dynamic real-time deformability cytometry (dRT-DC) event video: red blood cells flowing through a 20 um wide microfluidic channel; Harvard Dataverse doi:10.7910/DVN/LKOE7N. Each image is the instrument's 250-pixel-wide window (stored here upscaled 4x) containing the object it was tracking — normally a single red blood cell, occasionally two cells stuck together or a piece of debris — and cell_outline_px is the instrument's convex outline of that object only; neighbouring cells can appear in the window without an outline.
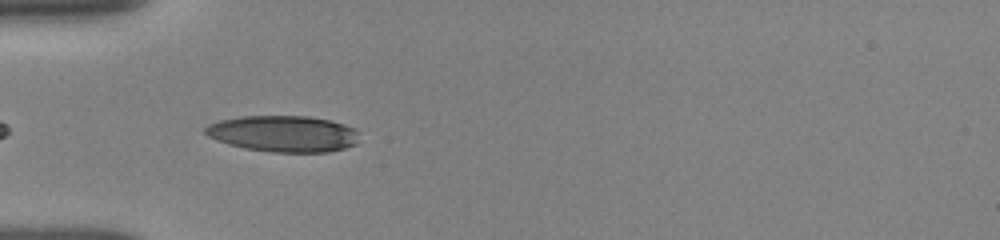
{"species": "human", "species_latin": "Homo sapiens", "temperature_condition": "room temperature", "stored_images_in_passage": 23, "segment_of_instrument_passage": [2, 2], "camera_frame_rate_fps": 3000, "um_per_image_px": 0.085, "donor": {"sex": "female"}, "frame": {"image": 1, "passage_image": 12, "time_ms": 5.333, "image_size_px": [1000, 240], "cell_outline_px": [[356, 144], [344, 148], [328, 152], [272, 152], [244, 148], [228, 144], [208, 136], [204, 132], [204, 128], [208, 124], [220, 120], [240, 116], [308, 116], [328, 120], [344, 124], [356, 128]], "centroid_in_image_um": [24.06, 11.36], "position_along_channel_um": 60.9, "area_um2": 32.48}}
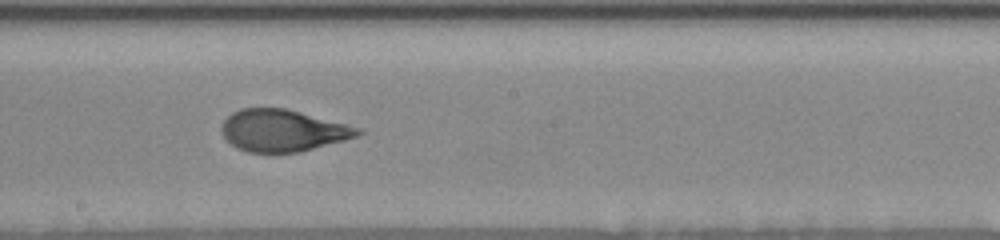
{"frame": {"image": 2, "passage_image": 21, "time_ms": 9.667, "image_size_px": [1000, 240], "cell_outline_px": [[364, 132], [356, 136], [344, 140], [300, 152], [248, 152], [236, 148], [224, 136], [220, 128], [224, 120], [232, 112], [240, 108], [284, 108], [360, 128]], "centroid_in_image_um": [24.0, 11.1], "position_along_channel_um": 224.2, "area_um2": 32.83}}
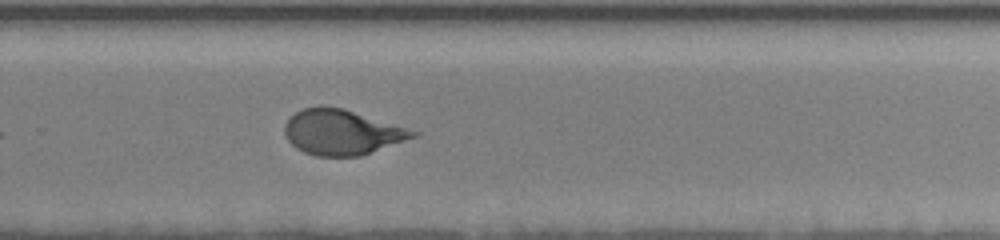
{"frame": {"image": 3, "passage_image": 23, "time_ms": 11.667, "image_size_px": [1000, 240], "cell_outline_px": [[420, 132], [416, 136], [360, 156], [316, 156], [304, 152], [296, 148], [288, 140], [284, 132], [284, 124], [296, 112], [304, 108], [340, 108]], "centroid_in_image_um": [29.02, 11.27], "position_along_channel_um": 300.8, "area_um2": 32.77}}